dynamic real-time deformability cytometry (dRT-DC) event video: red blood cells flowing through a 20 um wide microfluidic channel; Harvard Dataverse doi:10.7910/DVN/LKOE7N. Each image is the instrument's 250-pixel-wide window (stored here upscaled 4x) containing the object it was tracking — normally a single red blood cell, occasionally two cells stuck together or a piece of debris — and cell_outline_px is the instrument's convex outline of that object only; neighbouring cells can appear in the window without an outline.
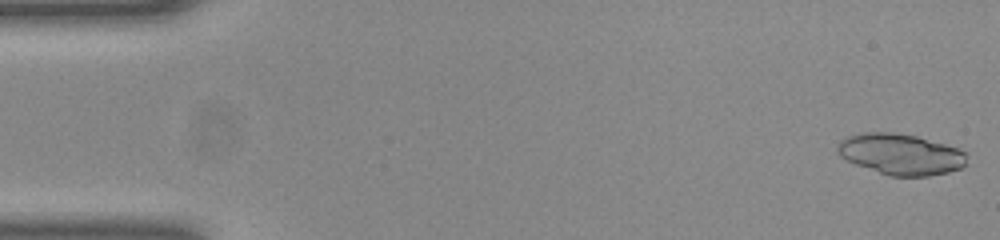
{"species": "common noctule bat (a hibernating species)", "species_latin": "Nyctalus noctula", "temperature_condition": "room temperature", "stored_images_in_passage": 49, "camera_frame_rate_fps": 3000, "um_per_image_px": 0.085, "animal": {"sex": "female", "body_mass_g": 23.0, "forearm_length_mm": 53.4}, "frame": {"image": 1, "passage_image": 1, "time_ms": 0.0, "image_size_px": [1000, 240], "cell_outline_px": [[968, 152], [964, 164], [960, 168], [948, 172], [928, 176], [888, 176], [856, 164], [840, 156], [836, 152], [836, 148], [840, 140], [848, 136], [860, 132], [896, 132], [916, 136], [944, 144]], "centroid_in_image_um": [76.53, 13.1], "position_along_channel_um": 8.5, "area_um2": 30.92}}
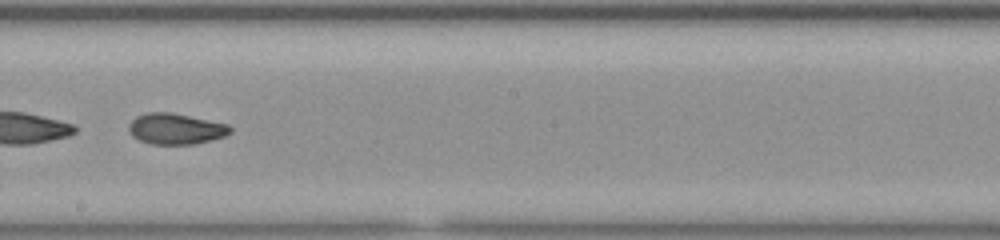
{"frame": {"image": 2, "passage_image": 28, "time_ms": 9.0, "image_size_px": [1000, 240], "cell_outline_px": [[232, 132], [224, 136], [212, 140], [196, 144], [152, 144], [140, 140], [132, 136], [128, 132], [128, 124], [136, 116], [148, 112], [172, 112], [228, 124], [232, 128]], "centroid_in_image_um": [14.93, 10.95], "position_along_channel_um": 233.3, "area_um2": 18.44}}
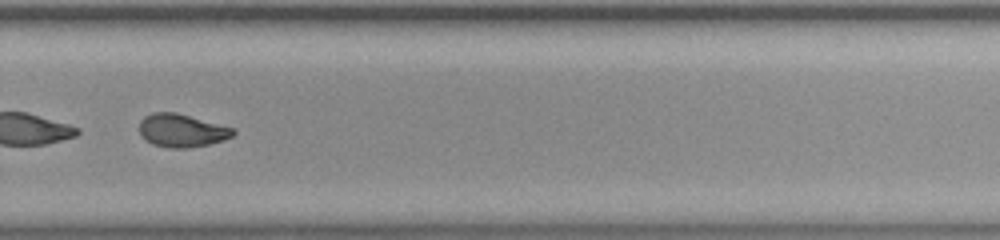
{"frame": {"image": 3, "passage_image": 34, "time_ms": 11.0, "image_size_px": [1000, 240], "cell_outline_px": [[236, 132], [232, 136], [224, 140], [208, 144], [188, 148], [168, 148], [152, 144], [144, 140], [140, 136], [140, 120], [144, 116], [152, 112], [176, 112], [236, 128]], "centroid_in_image_um": [15.45, 11.09], "position_along_channel_um": 314.4, "area_um2": 18.38}}